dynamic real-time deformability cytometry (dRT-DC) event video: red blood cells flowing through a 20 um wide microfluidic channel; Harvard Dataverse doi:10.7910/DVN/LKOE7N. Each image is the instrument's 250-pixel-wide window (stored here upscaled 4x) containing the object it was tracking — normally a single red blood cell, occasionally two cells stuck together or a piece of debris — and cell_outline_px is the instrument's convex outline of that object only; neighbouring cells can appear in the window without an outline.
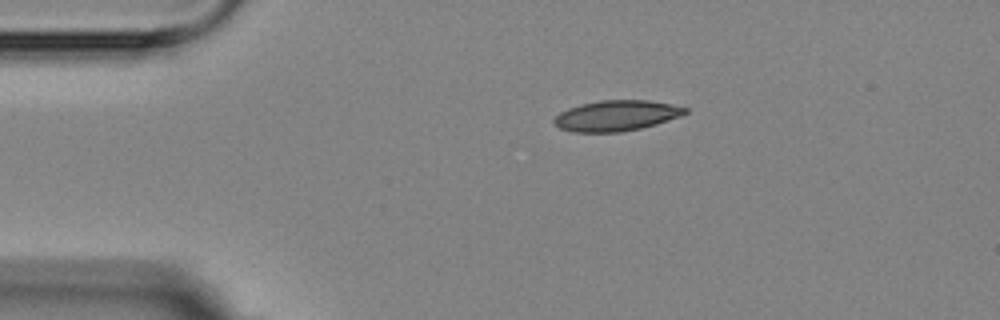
{"species": "Egyptian fruit bat (a non-hibernating species)", "species_latin": "Rousettus aegyptiacus", "temperature_condition": "room temperature", "stored_images_in_passage": 6, "camera_frame_rate_fps": 3000, "um_per_image_px": 0.085, "animal": {"sex": "female"}, "frame": {"image": 1, "passage_image": 1, "time_ms": 0.0, "image_size_px": [1000, 320], "cell_outline_px": [[688, 112], [680, 116], [656, 124], [640, 128], [620, 132], [572, 132], [560, 128], [552, 120], [560, 112], [568, 108], [580, 104], [600, 100], [648, 100], [672, 104], [688, 108]], "centroid_in_image_um": [52.39, 9.82], "position_along_channel_um": 32.6, "area_um2": 23.35}}
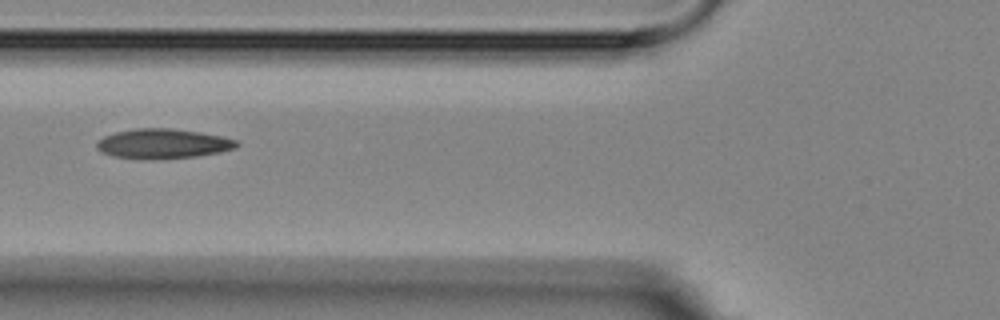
{"frame": {"image": 2, "passage_image": 4, "time_ms": 3.333, "image_size_px": [1000, 320], "cell_outline_px": [[240, 144], [236, 148], [220, 152], [196, 156], [144, 160], [116, 156], [104, 152], [96, 148], [96, 144], [104, 136], [116, 132], [136, 128], [172, 128], [200, 132], [220, 136], [236, 140]], "centroid_in_image_um": [13.87, 12.21], "position_along_channel_um": 111.9, "area_um2": 24.1}}
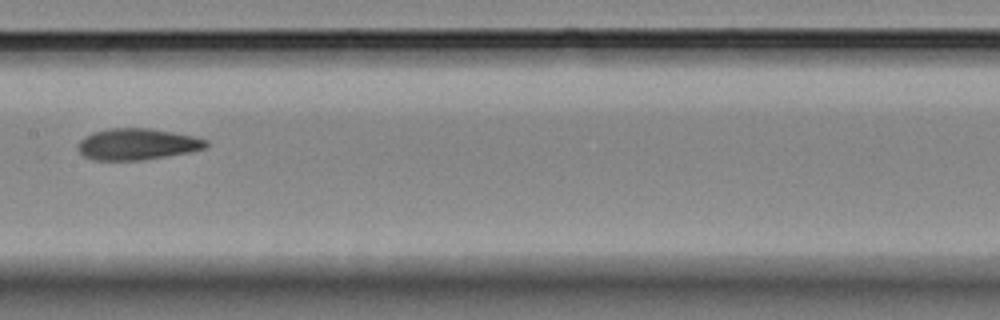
{"frame": {"image": 3, "passage_image": 6, "time_ms": 5.667, "image_size_px": [1000, 320], "cell_outline_px": [[208, 144], [204, 148], [188, 152], [140, 160], [96, 160], [84, 156], [76, 148], [80, 140], [84, 136], [92, 132], [108, 128], [148, 128], [196, 136], [208, 140]], "centroid_in_image_um": [11.63, 12.24], "position_along_channel_um": 195.8, "area_um2": 23.35}}